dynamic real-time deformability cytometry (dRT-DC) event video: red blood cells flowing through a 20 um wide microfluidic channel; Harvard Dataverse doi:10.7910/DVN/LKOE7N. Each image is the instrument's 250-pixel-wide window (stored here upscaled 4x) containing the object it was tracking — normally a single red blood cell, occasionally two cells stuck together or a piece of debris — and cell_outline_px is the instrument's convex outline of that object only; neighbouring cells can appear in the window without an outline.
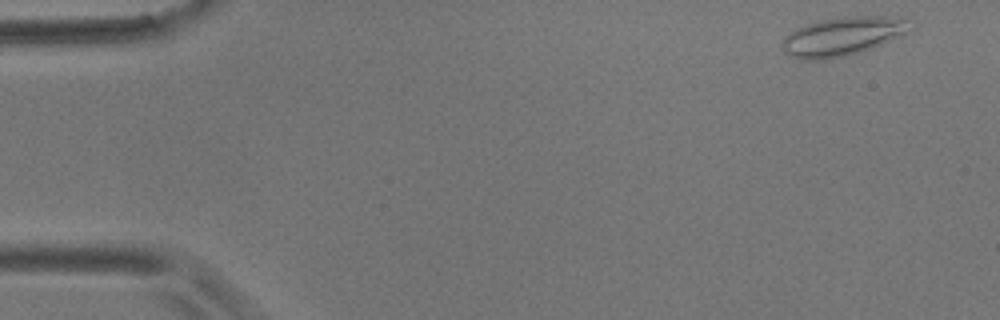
{"species": "common noctule bat (a hibernating species)", "species_latin": "Nyctalus noctula", "temperature_condition": "room temperature", "stored_images_in_passage": 4, "camera_frame_rate_fps": 3000, "um_per_image_px": 0.085, "animal": {"sex": "male", "body_mass_g": 17.9}, "frame": {"image": 1, "passage_image": 1, "time_ms": 0.0, "image_size_px": [1000, 320], "cell_outline_px": [[916, 28], [904, 36], [872, 48], [844, 56], [824, 60], [800, 60], [788, 56], [784, 52], [780, 44], [784, 36], [796, 28], [808, 24], [824, 20], [844, 16], [900, 16]], "centroid_in_image_um": [71.66, 3.1], "position_along_channel_um": 13.3, "area_um2": 29.42}}